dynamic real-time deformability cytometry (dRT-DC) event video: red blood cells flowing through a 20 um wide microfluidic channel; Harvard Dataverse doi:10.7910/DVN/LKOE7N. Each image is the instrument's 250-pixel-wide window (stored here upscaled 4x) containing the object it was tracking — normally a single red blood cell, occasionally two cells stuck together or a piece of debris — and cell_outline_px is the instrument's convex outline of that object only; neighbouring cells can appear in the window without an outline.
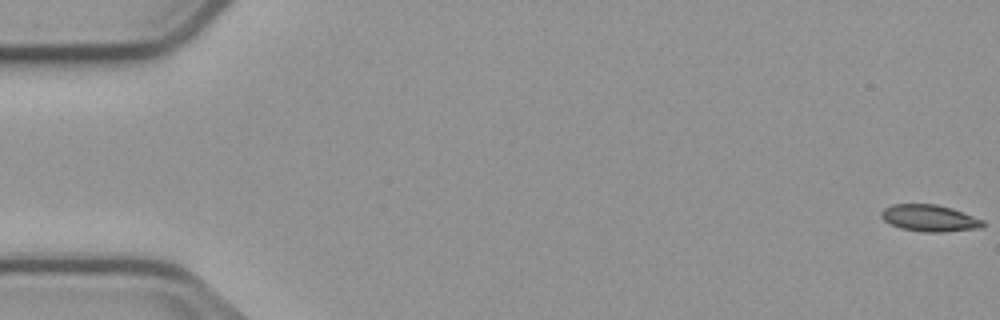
{"species": "common noctule bat (a hibernating species)", "species_latin": "Nyctalus noctula", "temperature_condition": "cold", "stored_images_in_passage": 5, "camera_frame_rate_fps": 3000, "um_per_image_px": 0.085, "animal": {"sex": "male", "body_mass_g": 23.1, "forearm_length_mm": 52.7}, "frame": {"image": 1, "passage_image": 1, "time_ms": 0.0, "image_size_px": [1000, 320], "cell_outline_px": [[984, 224], [980, 228], [944, 232], [924, 232], [900, 228], [884, 220], [880, 216], [880, 212], [884, 208], [892, 204], [936, 204], [952, 208], [984, 220]], "centroid_in_image_um": [79.0, 18.54], "position_along_channel_um": 6.0, "area_um2": 15.84}}
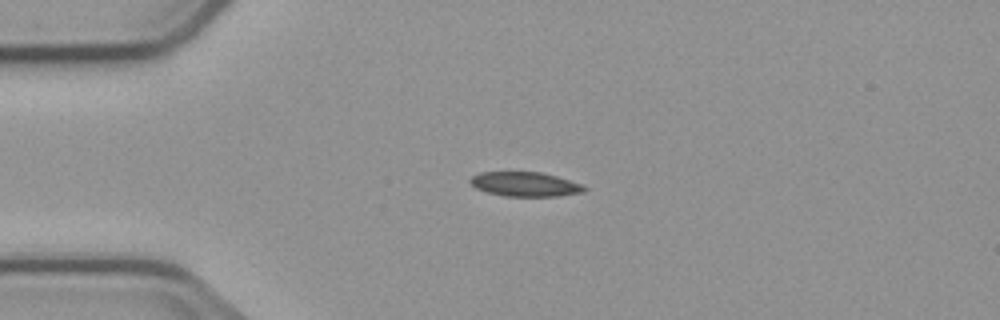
{"frame": {"image": 2, "passage_image": 4, "time_ms": 4.333, "image_size_px": [1000, 320], "cell_outline_px": [[588, 188], [584, 192], [560, 196], [504, 196], [484, 192], [476, 188], [468, 180], [472, 176], [480, 172], [540, 172], [556, 176], [580, 184]], "centroid_in_image_um": [44.6, 15.66], "position_along_channel_um": 40.4, "area_um2": 16.24}}